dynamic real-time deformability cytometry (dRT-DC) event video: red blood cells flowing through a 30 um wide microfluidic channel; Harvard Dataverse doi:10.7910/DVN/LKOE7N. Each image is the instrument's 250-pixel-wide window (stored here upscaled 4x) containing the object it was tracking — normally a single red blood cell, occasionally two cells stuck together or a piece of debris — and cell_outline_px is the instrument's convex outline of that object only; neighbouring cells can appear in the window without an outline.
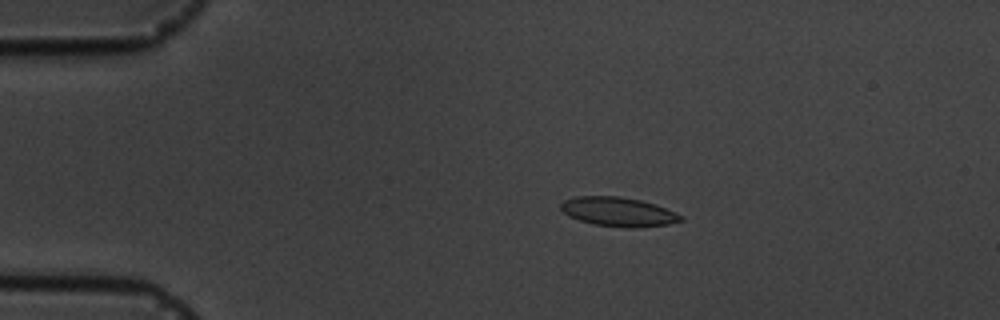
{"species": "common noctule bat (a hibernating species)", "species_latin": "Nyctalus noctula", "temperature_condition": "cold", "stored_images_in_passage": 9, "camera_frame_rate_fps": 3000, "um_per_image_px": 0.085, "animal": {"sex": "male", "body_mass_g": 19.5, "forearm_length_mm": 54.6}, "frame": {"image": 1, "passage_image": 3, "time_ms": 2.333, "image_size_px": [1000, 320], "cell_outline_px": [[684, 220], [668, 224], [636, 228], [632, 228], [592, 224], [568, 216], [560, 208], [560, 204], [564, 200], [576, 196], [620, 196], [640, 200], [656, 204], [676, 212], [684, 216]], "centroid_in_image_um": [52.58, 18.0], "position_along_channel_um": 32.4, "area_um2": 20.52}}
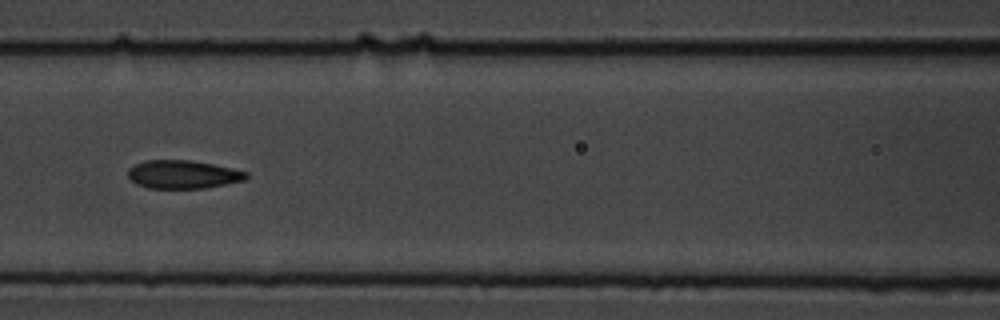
{"frame": {"image": 2, "passage_image": 7, "time_ms": 7.0, "image_size_px": [1000, 320], "cell_outline_px": [[248, 176], [244, 180], [208, 188], [148, 188], [136, 184], [128, 176], [128, 168], [136, 164], [148, 160], [188, 160], [212, 164], [232, 168], [248, 172]], "centroid_in_image_um": [15.56, 14.83], "position_along_channel_um": 151.0, "area_um2": 19.42}}
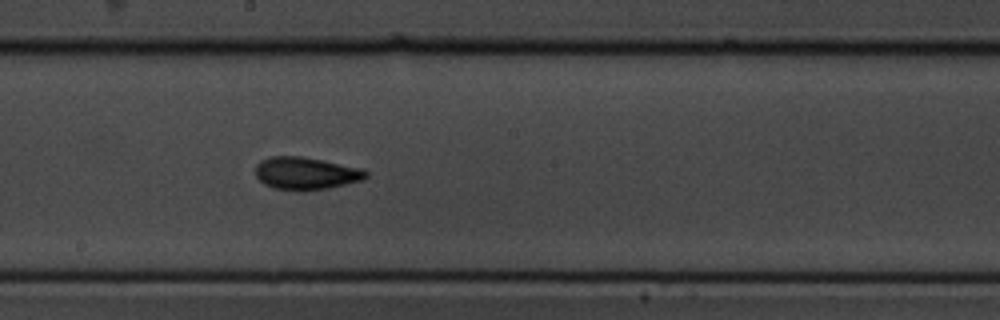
{"frame": {"image": 3, "passage_image": 9, "time_ms": 9.0, "image_size_px": [1000, 320], "cell_outline_px": [[368, 176], [364, 180], [328, 188], [304, 192], [296, 192], [272, 188], [264, 184], [256, 176], [256, 164], [260, 160], [272, 156], [300, 156], [324, 160], [364, 168], [368, 172]], "centroid_in_image_um": [26.02, 14.75], "position_along_channel_um": 222.2, "area_um2": 21.5}}